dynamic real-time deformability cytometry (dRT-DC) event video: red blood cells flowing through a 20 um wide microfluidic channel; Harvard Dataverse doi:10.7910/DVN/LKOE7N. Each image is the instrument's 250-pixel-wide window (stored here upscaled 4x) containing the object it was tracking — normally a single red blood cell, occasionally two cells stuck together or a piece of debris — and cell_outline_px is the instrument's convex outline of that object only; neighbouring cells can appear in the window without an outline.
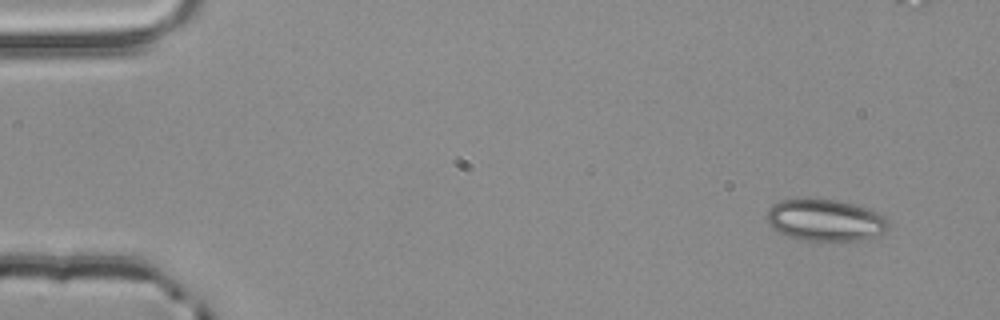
{"species": "common noctule bat (a hibernating species)", "species_latin": "Nyctalus noctula", "temperature_condition": "room temperature", "stored_images_in_passage": 4, "segment_of_instrument_passage": [1, 2], "camera_frame_rate_fps": 3000, "um_per_image_px": 0.085, "animal": {"sex": "male", "body_mass_g": 20.4}, "frame": {"image": 1, "passage_image": 1, "time_ms": 0.0, "image_size_px": [1000, 320], "cell_outline_px": [[888, 228], [884, 232], [860, 240], [800, 240], [780, 232], [768, 224], [764, 220], [764, 216], [768, 208], [772, 204], [780, 200], [800, 196], [804, 196], [836, 200], [852, 204], [876, 212], [884, 216], [888, 220]], "centroid_in_image_um": [70.04, 18.66], "position_along_channel_um": 15.0, "area_um2": 30.0}}